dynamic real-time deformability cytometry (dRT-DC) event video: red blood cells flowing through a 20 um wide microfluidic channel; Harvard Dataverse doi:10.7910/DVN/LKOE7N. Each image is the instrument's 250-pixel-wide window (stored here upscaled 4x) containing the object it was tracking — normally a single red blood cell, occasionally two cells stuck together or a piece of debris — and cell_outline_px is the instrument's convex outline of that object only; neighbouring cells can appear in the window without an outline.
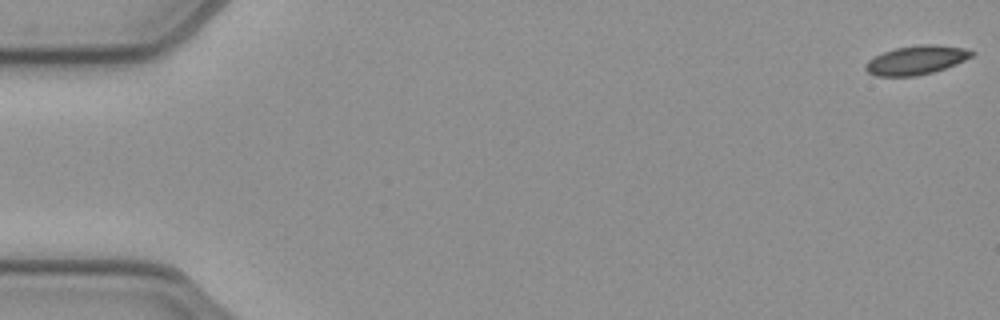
{"species": "common noctule bat (a hibernating species)", "species_latin": "Nyctalus noctula", "temperature_condition": "cold", "stored_images_in_passage": 53, "camera_frame_rate_fps": 3000, "um_per_image_px": 0.085, "animal": {"sex": "female", "body_mass_g": 21.9}, "frame": {"image": 1, "passage_image": 1, "time_ms": 0.0, "image_size_px": [1000, 320], "cell_outline_px": [[976, 52], [972, 56], [956, 64], [932, 72], [916, 76], [876, 76], [868, 72], [864, 68], [864, 64], [868, 60], [884, 52], [896, 48], [924, 44], [928, 44], [964, 48]], "centroid_in_image_um": [77.86, 5.11], "position_along_channel_um": 7.1, "area_um2": 17.63}}
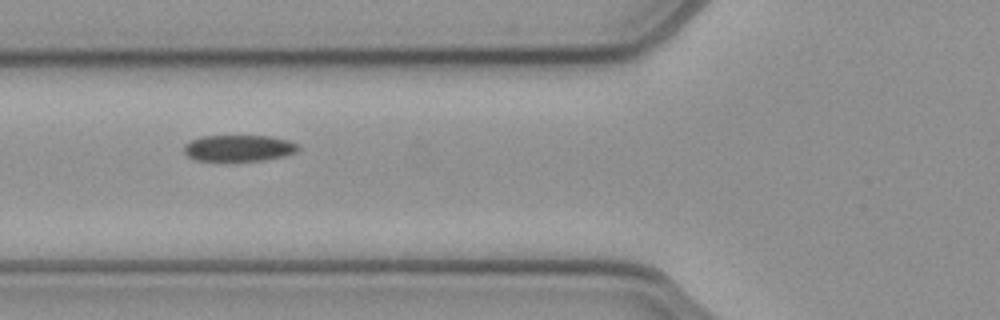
{"frame": {"image": 2, "passage_image": 20, "time_ms": 6.333, "image_size_px": [1000, 320], "cell_outline_px": [[300, 148], [296, 152], [284, 156], [264, 160], [196, 160], [188, 156], [184, 152], [184, 144], [200, 136], [268, 136], [288, 140], [296, 144]], "centroid_in_image_um": [20.29, 12.58], "position_along_channel_um": 105.5, "area_um2": 17.34}}
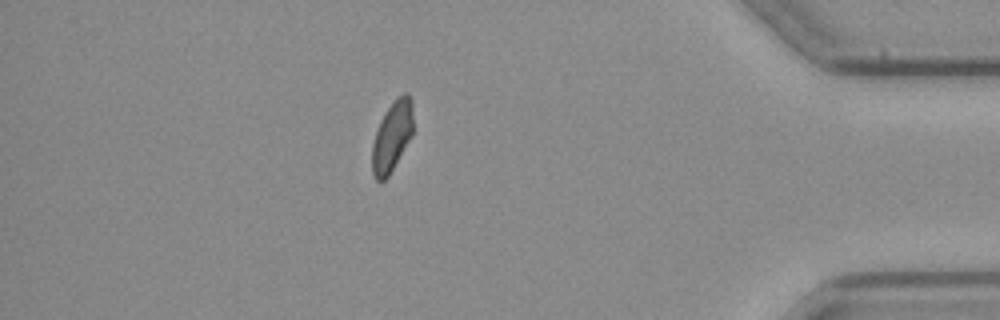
{"frame": {"image": 3, "passage_image": 46, "time_ms": 15.0, "image_size_px": [1000, 320], "cell_outline_px": [[412, 136], [388, 176], [380, 184], [376, 180], [372, 172], [372, 144], [380, 120], [396, 96], [404, 92], [408, 92], [412, 100]], "centroid_in_image_um": [33.32, 11.58], "position_along_channel_um": 401.9, "area_um2": 16.82}, "authors_computed_cell_mechanics": {"area_um2": 17.918, "velocity_mm_per_s": 3.912, "shape_relaxation_time_tau1_ms": 10.8045, "shape_relaxation_time_tau2_ms": 3.0142, "deformation_change_tau1": 0.1746, "deformation_change_tau2": 0.0759}}